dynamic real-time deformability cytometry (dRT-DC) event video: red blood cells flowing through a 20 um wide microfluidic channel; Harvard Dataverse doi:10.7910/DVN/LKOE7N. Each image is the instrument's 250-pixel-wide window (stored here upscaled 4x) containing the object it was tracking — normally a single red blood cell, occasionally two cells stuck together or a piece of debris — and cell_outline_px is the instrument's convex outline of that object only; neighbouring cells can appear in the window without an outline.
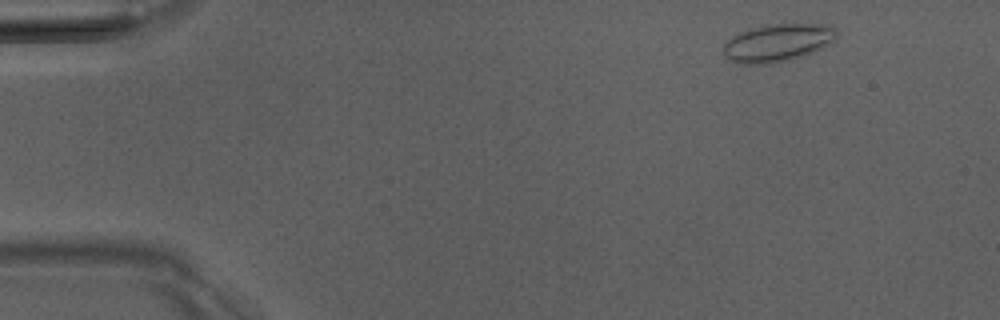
{"species": "Egyptian fruit bat (a non-hibernating species)", "species_latin": "Rousettus aegyptiacus", "temperature_condition": "room temperature", "stored_images_in_passage": 5, "camera_frame_rate_fps": 3000, "um_per_image_px": 0.085, "animal": {"sex": "male"}, "frame": {"image": 1, "passage_image": 1, "time_ms": 0.0, "image_size_px": [1000, 320], "cell_outline_px": [[836, 40], [816, 52], [788, 60], [772, 64], [736, 64], [724, 52], [724, 44], [732, 36], [740, 32], [756, 28], [776, 24], [832, 24], [836, 28]], "centroid_in_image_um": [66.17, 3.64], "position_along_channel_um": 18.8, "area_um2": 24.85}}